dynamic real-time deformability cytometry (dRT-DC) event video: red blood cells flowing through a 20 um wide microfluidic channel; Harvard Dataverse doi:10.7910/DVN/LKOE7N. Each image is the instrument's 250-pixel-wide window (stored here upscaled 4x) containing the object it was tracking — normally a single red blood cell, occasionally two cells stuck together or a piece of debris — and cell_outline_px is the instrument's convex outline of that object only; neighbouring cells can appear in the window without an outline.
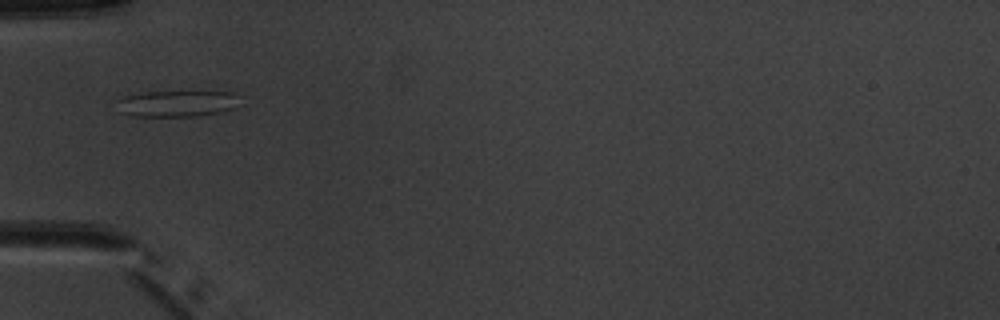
{"species": "common noctule bat (a hibernating species)", "species_latin": "Nyctalus noctula", "temperature_condition": "warm", "stored_images_in_passage": 2, "camera_frame_rate_fps": 3000, "um_per_image_px": 0.085, "animal": {"sex": "male", "body_mass_g": 20.1, "forearm_length_mm": 53.5}, "frame": {"image": 1, "passage_image": 1, "time_ms": 0.0, "image_size_px": [1000, 320], "cell_outline_px": [[244, 104], [220, 112], [196, 116], [128, 116], [120, 112], [116, 100], [124, 96], [144, 92], [232, 92], [240, 96]], "centroid_in_image_um": [15.09, 8.8], "position_along_channel_um": 69.9, "area_um2": 19.07}}
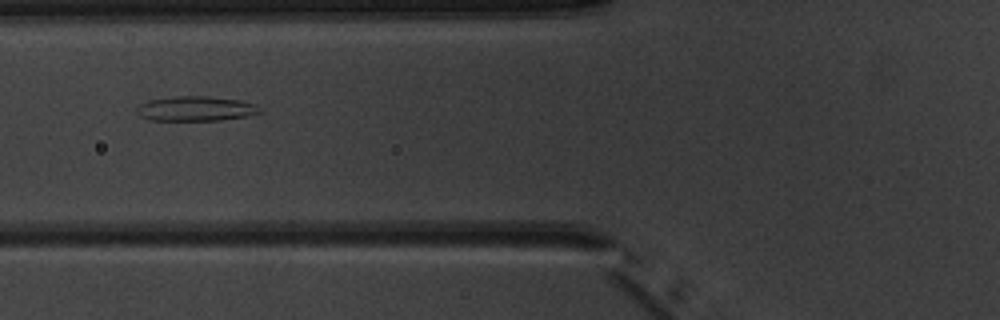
{"frame": {"image": 2, "passage_image": 2, "time_ms": 1.0, "image_size_px": [1000, 320], "cell_outline_px": [[264, 112], [248, 116], [220, 120], [148, 120], [140, 116], [136, 112], [136, 108], [140, 104], [148, 100], [172, 96], [208, 96], [240, 100], [256, 104], [264, 108]], "centroid_in_image_um": [16.68, 9.23], "position_along_channel_um": 109.1, "area_um2": 18.09}}